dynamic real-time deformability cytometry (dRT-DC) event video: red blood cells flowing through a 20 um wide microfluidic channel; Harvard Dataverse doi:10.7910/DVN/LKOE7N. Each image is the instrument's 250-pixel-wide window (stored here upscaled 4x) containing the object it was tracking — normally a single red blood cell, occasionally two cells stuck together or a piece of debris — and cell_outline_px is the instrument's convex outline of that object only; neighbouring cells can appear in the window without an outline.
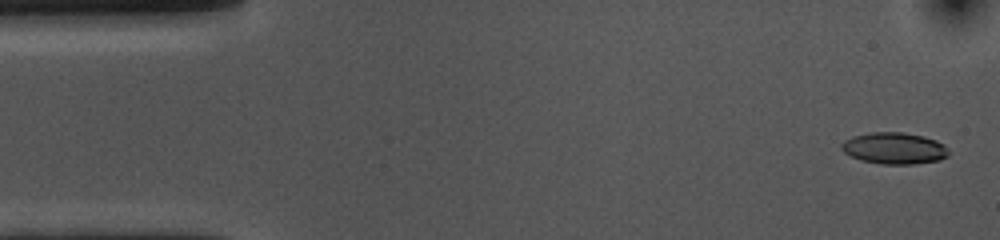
{"species": "common noctule bat (a hibernating species)", "species_latin": "Nyctalus noctula", "temperature_condition": "cold", "stored_images_in_passage": 55, "camera_frame_rate_fps": 3000, "um_per_image_px": 0.085, "animal": {"sex": "female", "body_mass_g": 10.0, "forearm_length_mm": 53.1}, "frame": {"image": 1, "passage_image": 2, "time_ms": 0.333, "image_size_px": [1000, 240], "cell_outline_px": [[948, 156], [940, 160], [912, 164], [880, 164], [860, 160], [844, 152], [840, 148], [840, 144], [844, 140], [852, 136], [872, 132], [904, 132], [924, 136], [936, 140], [944, 144], [948, 152]], "centroid_in_image_um": [76.0, 12.6], "position_along_channel_um": 9.0, "area_um2": 19.83}}
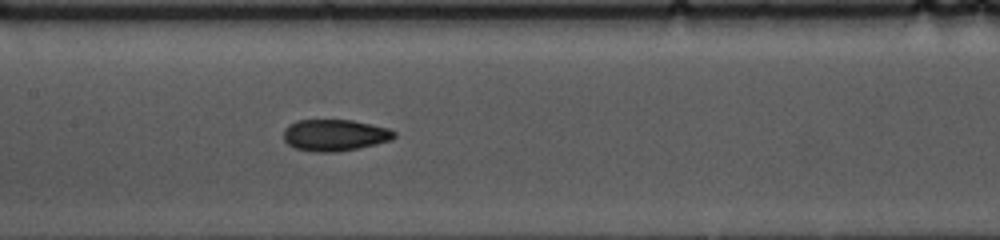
{"frame": {"image": 2, "passage_image": 25, "time_ms": 8.0, "image_size_px": [1000, 240], "cell_outline_px": [[396, 136], [392, 140], [376, 144], [356, 148], [332, 152], [316, 152], [296, 148], [288, 144], [284, 140], [284, 128], [288, 124], [296, 120], [352, 120], [388, 128], [396, 132]], "centroid_in_image_um": [28.44, 11.48], "position_along_channel_um": 179.0, "area_um2": 20.29}}
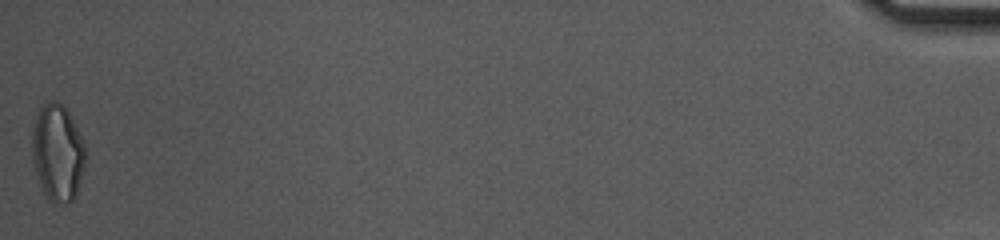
{"frame": {"image": 3, "passage_image": 55, "time_ms": 18.0, "image_size_px": [1000, 240], "cell_outline_px": [[88, 156], [76, 192], [72, 200], [64, 204], [60, 204], [52, 200], [44, 192], [40, 184], [32, 164], [32, 132], [36, 116], [40, 108], [44, 104], [52, 100], [56, 100], [64, 104], [84, 140]], "centroid_in_image_um": [4.91, 12.93], "position_along_channel_um": 430.3, "area_um2": 30.35}, "authors_computed_cell_mechanics": {"area_um2": 20.2878, "velocity_mm_per_s": 3.5657, "shape_relaxation_time_tau1_ms": 5.9997, "shape_relaxation_time_tau2_ms": 3.4101, "deformation_change_tau1": 0.1528, "deformation_change_tau2": 0.0978}}